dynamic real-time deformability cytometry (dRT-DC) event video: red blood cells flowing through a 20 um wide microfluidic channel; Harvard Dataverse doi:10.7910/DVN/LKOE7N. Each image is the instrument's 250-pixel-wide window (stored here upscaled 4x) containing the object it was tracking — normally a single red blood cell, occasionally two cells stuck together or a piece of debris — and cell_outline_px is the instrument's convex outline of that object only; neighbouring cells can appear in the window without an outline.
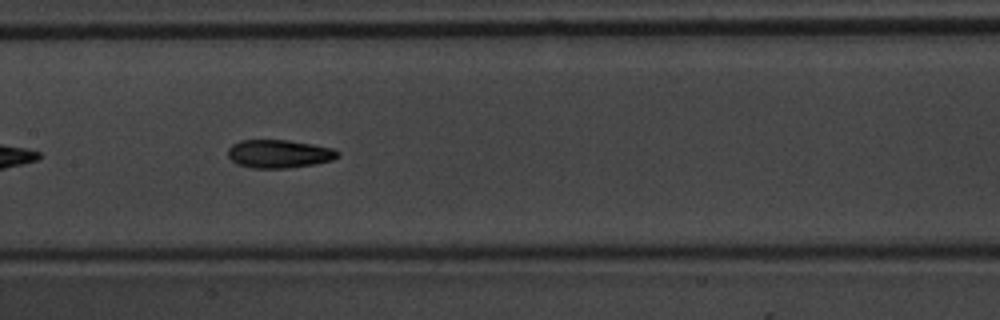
{"species": "common noctule bat (a hibernating species)", "species_latin": "Nyctalus noctula", "temperature_condition": "warm", "stored_images_in_passage": 39, "camera_frame_rate_fps": 3000, "um_per_image_px": 0.085, "animal": {"sex": "male", "body_mass_g": 20.1, "forearm_length_mm": 53.5}, "frame": {"image": 1, "passage_image": 12, "time_ms": 3.667, "image_size_px": [1000, 320], "cell_outline_px": [[340, 156], [332, 160], [316, 164], [288, 168], [252, 168], [236, 164], [228, 156], [228, 148], [232, 144], [240, 140], [288, 140], [312, 144], [332, 148], [340, 152]], "centroid_in_image_um": [23.72, 13.08], "position_along_channel_um": 183.7, "area_um2": 18.21}}
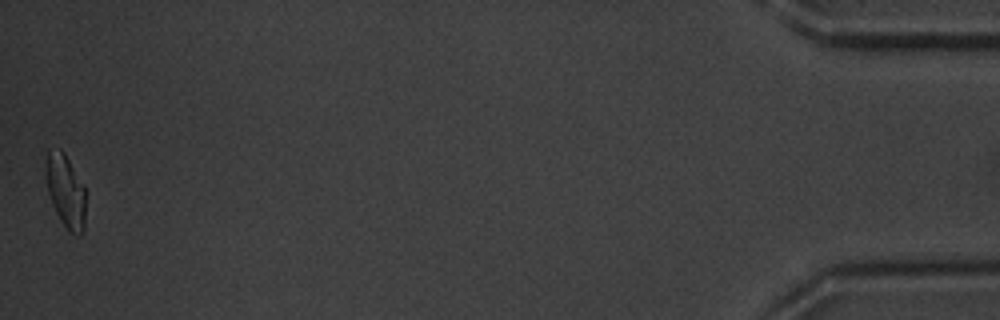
{"frame": {"image": 2, "passage_image": 39, "time_ms": 12.667, "image_size_px": [1000, 320], "cell_outline_px": [[88, 192], [84, 232], [80, 236], [68, 232], [60, 220], [52, 204], [48, 192], [44, 172], [44, 168], [48, 148], [60, 148], [64, 152], [84, 184]], "centroid_in_image_um": [5.62, 16.24], "position_along_channel_um": 429.6, "area_um2": 18.03}, "authors_computed_cell_mechanics": {"area_um2": 17.918, "velocity_mm_per_s": 3.7537, "shape_relaxation_time_tau1_ms": 2.9349, "shape_relaxation_time_tau2_ms": 2.9747, "deformation_change_tau1": 0.1294, "deformation_change_tau2": 0.0906}}